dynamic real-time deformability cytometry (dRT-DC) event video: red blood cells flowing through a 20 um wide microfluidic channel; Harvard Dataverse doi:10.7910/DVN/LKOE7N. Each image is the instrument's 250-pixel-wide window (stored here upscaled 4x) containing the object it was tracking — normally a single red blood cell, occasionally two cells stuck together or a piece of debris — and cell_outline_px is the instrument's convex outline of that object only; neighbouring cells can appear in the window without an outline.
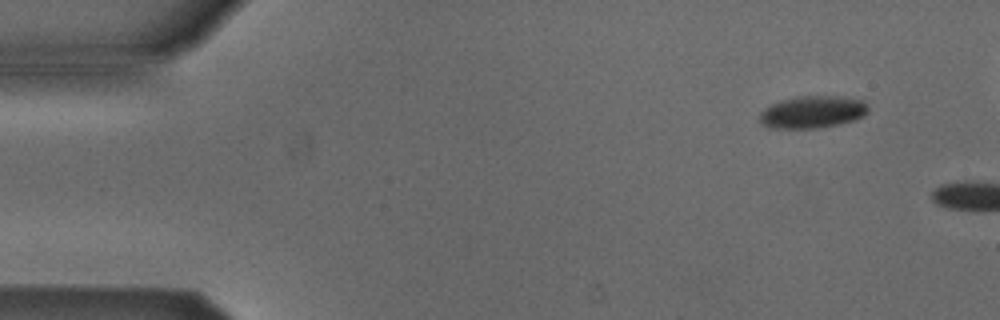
{"species": "Egyptian fruit bat (a non-hibernating species)", "species_latin": "Rousettus aegyptiacus", "temperature_condition": "cold", "stored_images_in_passage": 2, "camera_frame_rate_fps": 3000, "um_per_image_px": 0.085, "animal": {"sex": "male"}, "frame": {"image": 1, "passage_image": 1, "time_ms": 0.0, "image_size_px": [1000, 320], "cell_outline_px": [[868, 112], [864, 116], [856, 120], [840, 124], [820, 128], [768, 128], [760, 120], [760, 112], [764, 108], [780, 100], [800, 96], [836, 96], [864, 100], [868, 108]], "centroid_in_image_um": [69.09, 9.52], "position_along_channel_um": 15.9, "area_um2": 20.52}}